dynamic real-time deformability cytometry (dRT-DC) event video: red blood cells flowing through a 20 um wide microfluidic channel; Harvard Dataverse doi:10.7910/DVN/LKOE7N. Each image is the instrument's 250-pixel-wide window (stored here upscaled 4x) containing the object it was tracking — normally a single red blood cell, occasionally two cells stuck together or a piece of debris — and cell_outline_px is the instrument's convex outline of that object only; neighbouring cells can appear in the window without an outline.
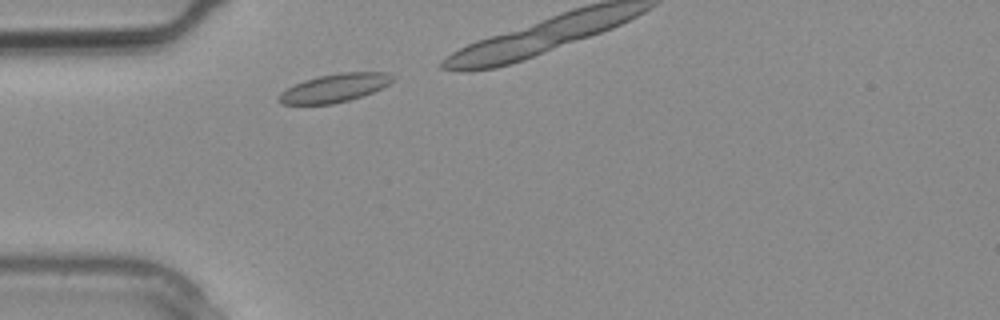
{"species": "common noctule bat (a hibernating species)", "species_latin": "Nyctalus noctula", "temperature_condition": "warm", "stored_images_in_passage": 4, "camera_frame_rate_fps": 3000, "um_per_image_px": 0.085, "animal": {"sex": "male", "body_mass_g": 20.4}, "frame": {"image": 1, "passage_image": 1, "time_ms": 0.0, "image_size_px": [1000, 320], "cell_outline_px": [[396, 76], [388, 84], [372, 92], [348, 100], [332, 104], [280, 104], [276, 100], [276, 96], [280, 92], [304, 80], [320, 76], [340, 72], [388, 72]], "centroid_in_image_um": [28.41, 7.47], "position_along_channel_um": 56.6, "area_um2": 18.67}}